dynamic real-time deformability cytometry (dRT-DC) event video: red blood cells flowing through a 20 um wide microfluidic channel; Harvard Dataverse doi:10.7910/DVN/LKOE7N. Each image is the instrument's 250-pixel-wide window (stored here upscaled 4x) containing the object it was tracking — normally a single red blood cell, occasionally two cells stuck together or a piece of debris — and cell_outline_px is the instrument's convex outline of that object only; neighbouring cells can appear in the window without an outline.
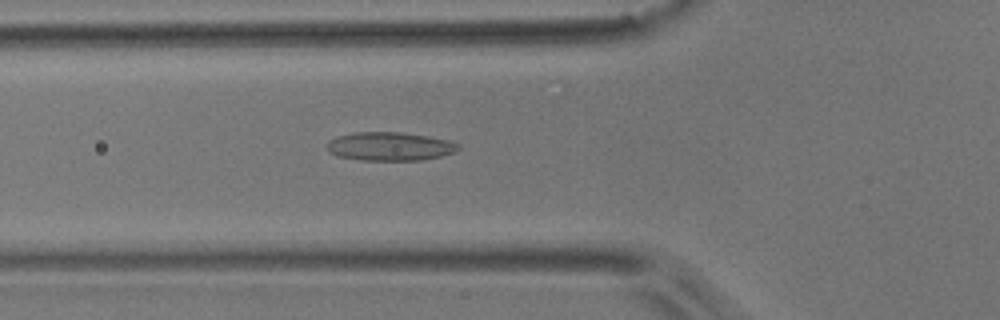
{"species": "common noctule bat (a hibernating species)", "species_latin": "Nyctalus noctula", "temperature_condition": "room temperature", "stored_images_in_passage": 51, "camera_frame_rate_fps": 3000, "um_per_image_px": 0.085, "animal": {"sex": "male", "body_mass_g": 17.9}, "frame": {"image": 1, "passage_image": 17, "time_ms": 5.333, "image_size_px": [1000, 320], "cell_outline_px": [[460, 148], [456, 152], [440, 156], [420, 160], [360, 160], [336, 156], [328, 152], [324, 144], [328, 140], [336, 136], [356, 132], [400, 132], [428, 136], [448, 140], [460, 144]], "centroid_in_image_um": [33.08, 12.44], "position_along_channel_um": 92.7, "area_um2": 22.14}}
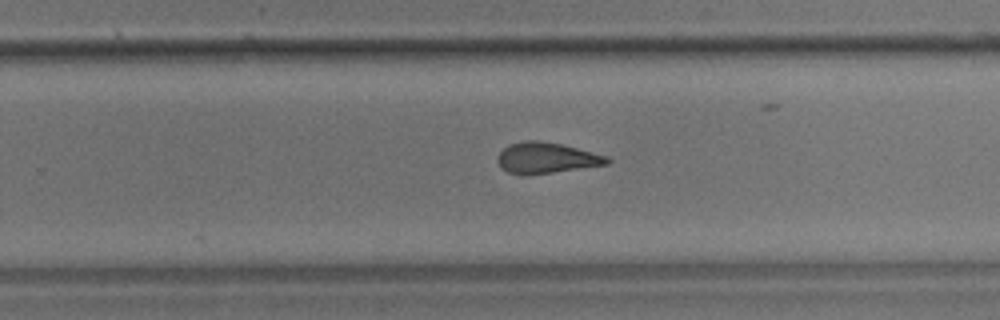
{"frame": {"image": 2, "passage_image": 32, "time_ms": 10.333, "image_size_px": [1000, 320], "cell_outline_px": [[612, 160], [608, 164], [528, 176], [520, 176], [508, 172], [500, 168], [496, 160], [496, 156], [508, 144], [524, 140], [536, 140], [560, 144], [608, 156]], "centroid_in_image_um": [46.38, 13.44], "position_along_channel_um": 283.4, "area_um2": 20.0}}
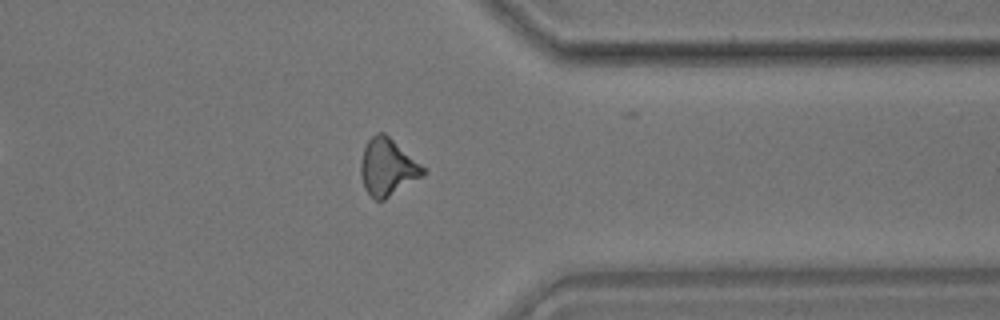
{"frame": {"image": 3, "passage_image": 40, "time_ms": 13.0, "image_size_px": [1000, 320], "cell_outline_px": [[428, 172], [424, 176], [384, 200], [376, 200], [364, 188], [360, 172], [360, 164], [364, 148], [368, 140], [376, 132], [384, 132], [420, 164]], "centroid_in_image_um": [32.94, 14.22], "position_along_channel_um": 378.5, "area_um2": 20.58}, "authors_computed_cell_mechanics": {"area_um2": 20.0566, "velocity_mm_per_s": 3.8096, "shape_relaxation_time_tau1_ms": null, "shape_relaxation_time_tau2_ms": 2.5216, "deformation_change_tau1": null, "deformation_change_tau2": 0.1163}}